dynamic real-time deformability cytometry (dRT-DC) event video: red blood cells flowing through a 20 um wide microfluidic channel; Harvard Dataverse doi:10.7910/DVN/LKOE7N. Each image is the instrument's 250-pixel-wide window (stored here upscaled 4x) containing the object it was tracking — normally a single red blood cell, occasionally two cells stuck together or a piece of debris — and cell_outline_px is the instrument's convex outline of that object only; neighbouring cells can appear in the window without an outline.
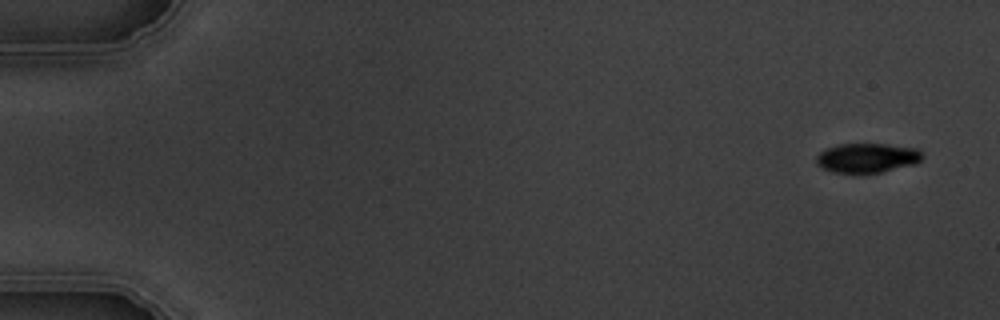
{"species": "common noctule bat (a hibernating species)", "species_latin": "Nyctalus noctula", "temperature_condition": "warm", "stored_images_in_passage": 4, "camera_frame_rate_fps": 3000, "um_per_image_px": 0.085, "animal": {"sex": "male", "body_mass_g": 19.5, "forearm_length_mm": 54.6}, "frame": {"image": 1, "passage_image": 1, "time_ms": 0.0, "image_size_px": [1000, 320], "cell_outline_px": [[924, 156], [916, 164], [880, 172], [860, 176], [852, 176], [832, 172], [816, 164], [816, 156], [820, 152], [828, 148], [840, 144], [888, 144], [920, 148], [924, 152]], "centroid_in_image_um": [73.73, 13.46], "position_along_channel_um": 11.3, "area_um2": 19.02}}
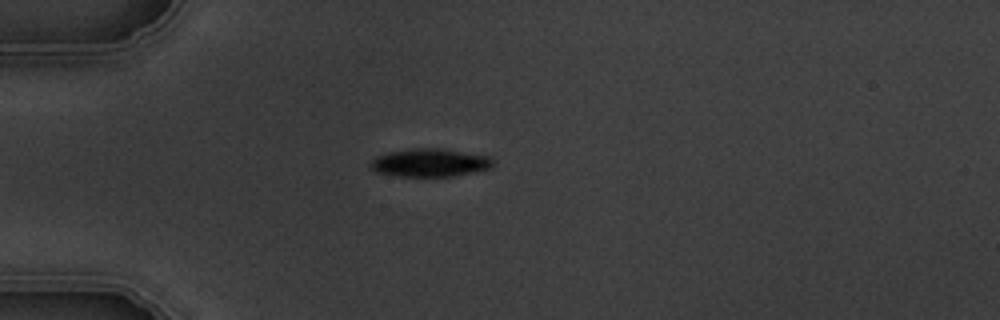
{"frame": {"image": 2, "passage_image": 4, "time_ms": 4.333, "image_size_px": [1000, 320], "cell_outline_px": [[492, 164], [488, 168], [452, 176], [400, 176], [376, 172], [368, 164], [376, 156], [392, 152], [416, 148], [432, 148], [488, 156], [492, 160]], "centroid_in_image_um": [36.46, 13.84], "position_along_channel_um": 48.5, "area_um2": 19.31}}